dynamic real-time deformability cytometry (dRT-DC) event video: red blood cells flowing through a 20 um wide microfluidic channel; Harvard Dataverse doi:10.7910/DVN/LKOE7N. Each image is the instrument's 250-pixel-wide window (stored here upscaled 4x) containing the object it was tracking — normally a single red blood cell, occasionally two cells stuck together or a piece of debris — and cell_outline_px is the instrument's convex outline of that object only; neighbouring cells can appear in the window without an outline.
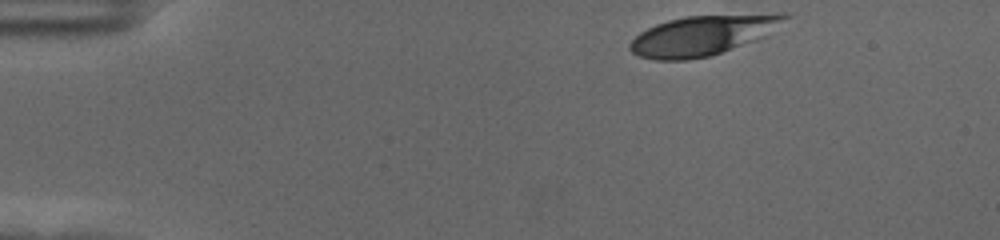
{"species": "human", "species_latin": "Homo sapiens", "temperature_condition": "cold", "stored_images_in_passage": 50, "camera_frame_rate_fps": 3000, "um_per_image_px": 0.085, "donor": {"sex": "female"}, "frame": {"image": 1, "passage_image": 1, "time_ms": 0.0, "image_size_px": [1000, 240], "cell_outline_px": [[792, 16], [764, 36], [756, 40], [712, 56], [688, 60], [656, 60], [640, 56], [632, 52], [628, 48], [628, 44], [640, 32], [656, 24], [668, 20], [684, 16], [776, 12], [784, 12]], "centroid_in_image_um": [59.78, 2.98], "position_along_channel_um": 25.2, "area_um2": 36.59}}
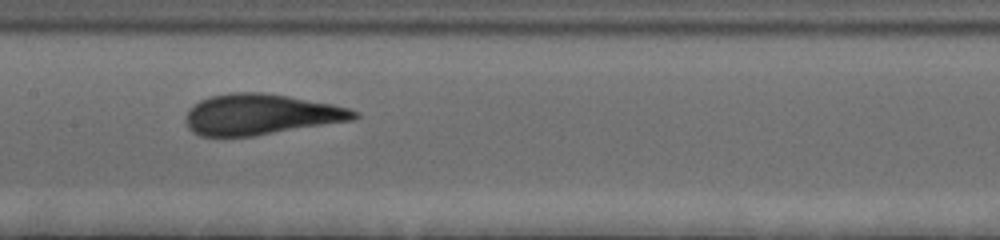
{"frame": {"image": 2, "passage_image": 22, "time_ms": 7.0, "image_size_px": [1000, 240], "cell_outline_px": [[360, 116], [356, 120], [252, 136], [200, 136], [192, 132], [188, 128], [184, 120], [184, 116], [188, 108], [200, 100], [208, 96], [232, 92], [264, 92], [288, 96], [332, 104], [348, 108], [360, 112]], "centroid_in_image_um": [22.15, 9.72], "position_along_channel_um": 185.3, "area_um2": 40.4}}
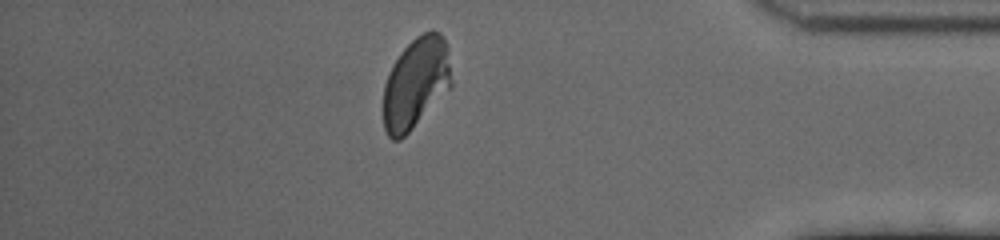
{"frame": {"image": 3, "passage_image": 43, "time_ms": 14.0, "image_size_px": [1000, 240], "cell_outline_px": [[452, 88], [400, 140], [392, 140], [388, 136], [384, 128], [384, 84], [388, 72], [392, 64], [400, 52], [416, 36], [432, 28], [440, 32], [444, 36], [448, 52], [452, 80]], "centroid_in_image_um": [35.36, 7.03], "position_along_channel_um": 399.8, "area_um2": 36.47}, "authors_computed_cell_mechanics": {"area_um2": 38.0324, "velocity_mm_per_s": 3.4968, "shape_relaxation_time_tau1_ms": 4.692, "shape_relaxation_time_tau2_ms": null, "deformation_change_tau1": 0.1766, "deformation_change_tau2": null}}